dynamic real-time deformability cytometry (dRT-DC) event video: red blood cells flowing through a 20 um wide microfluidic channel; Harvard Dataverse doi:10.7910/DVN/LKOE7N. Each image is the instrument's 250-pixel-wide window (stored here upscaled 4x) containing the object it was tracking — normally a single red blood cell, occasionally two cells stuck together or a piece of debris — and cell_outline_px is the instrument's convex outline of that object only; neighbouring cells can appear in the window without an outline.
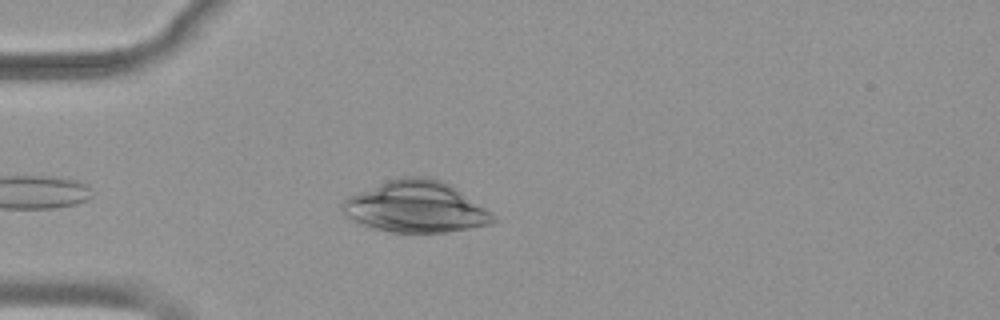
{"species": "common noctule bat (a hibernating species)", "species_latin": "Nyctalus noctula", "temperature_condition": "warm", "stored_images_in_passage": 40, "camera_frame_rate_fps": 3000, "um_per_image_px": 0.085, "animal": {"sex": "female", "body_mass_g": 19.9}, "frame": {"image": 1, "passage_image": 5, "time_ms": 1.333, "image_size_px": [1000, 320], "cell_outline_px": [[496, 220], [492, 224], [444, 232], [392, 232], [376, 228], [364, 224], [348, 216], [344, 212], [344, 200], [348, 196], [356, 192], [388, 180], [404, 176], [428, 176], [440, 180], [448, 184], [492, 212]], "centroid_in_image_um": [35.37, 17.57], "position_along_channel_um": 49.6, "area_um2": 44.27}}
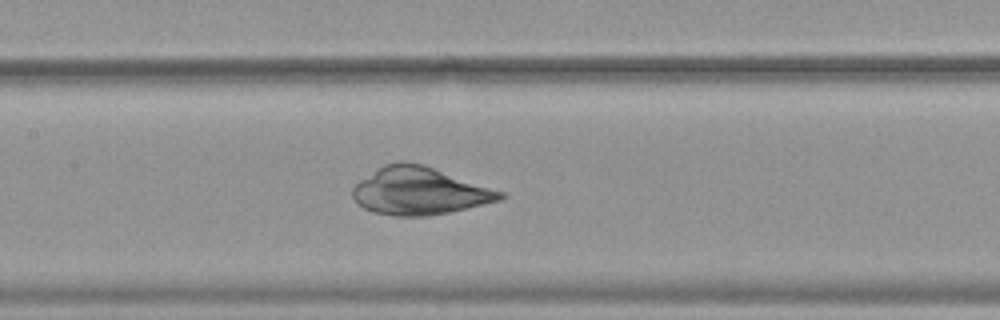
{"frame": {"image": 2, "passage_image": 16, "time_ms": 5.0, "image_size_px": [1000, 320], "cell_outline_px": [[508, 196], [500, 200], [484, 204], [448, 212], [428, 216], [396, 216], [372, 212], [356, 204], [352, 196], [352, 188], [360, 180], [384, 164], [400, 160], [404, 160], [424, 164], [504, 192]], "centroid_in_image_um": [35.63, 16.23], "position_along_channel_um": 171.8, "area_um2": 40.98}}
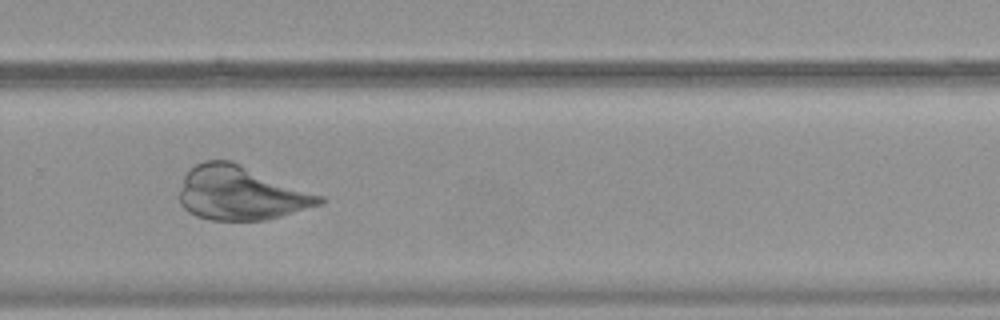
{"frame": {"image": 3, "passage_image": 27, "time_ms": 8.667, "image_size_px": [1000, 320], "cell_outline_px": [[328, 200], [320, 204], [280, 216], [264, 220], [208, 220], [196, 216], [188, 212], [180, 204], [180, 192], [184, 176], [188, 168], [204, 160], [232, 160], [324, 196]], "centroid_in_image_um": [20.46, 16.4], "position_along_channel_um": 309.3, "area_um2": 44.22}}